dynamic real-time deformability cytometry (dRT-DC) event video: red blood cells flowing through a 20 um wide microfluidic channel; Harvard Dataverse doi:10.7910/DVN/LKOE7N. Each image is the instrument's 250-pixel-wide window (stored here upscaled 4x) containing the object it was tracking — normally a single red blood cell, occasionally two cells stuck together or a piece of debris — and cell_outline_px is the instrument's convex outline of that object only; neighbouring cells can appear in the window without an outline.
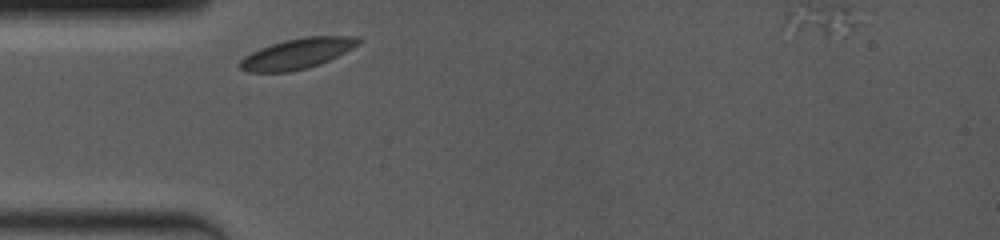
{"species": "common noctule bat (a hibernating species)", "species_latin": "Nyctalus noctula", "temperature_condition": "room temperature", "stored_images_in_passage": 14, "camera_frame_rate_fps": 4000, "um_per_image_px": 0.085, "animal": {"sex": "female", "body_mass_g": 19.0, "forearm_length_mm": 53.3}, "frame": {"image": 1, "passage_image": 1, "time_ms": 0.0, "image_size_px": [1000, 240], "cell_outline_px": [[364, 40], [360, 44], [320, 64], [308, 68], [288, 72], [248, 72], [240, 68], [236, 64], [244, 56], [260, 48], [284, 40], [304, 36], [360, 36]], "centroid_in_image_um": [25.27, 4.55], "position_along_channel_um": 59.7, "area_um2": 21.15}}
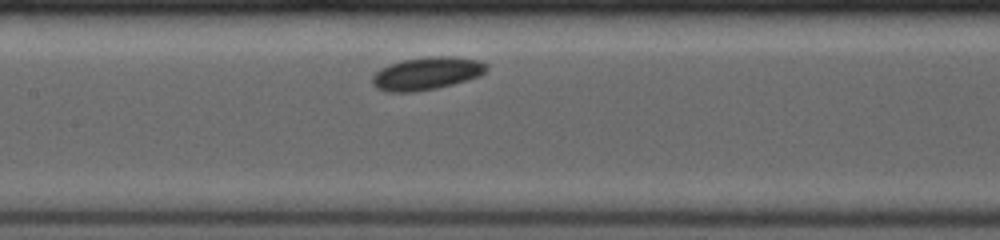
{"frame": {"image": 2, "passage_image": 7, "time_ms": 3.0, "image_size_px": [1000, 240], "cell_outline_px": [[488, 72], [480, 76], [452, 84], [436, 88], [416, 92], [384, 92], [376, 88], [372, 84], [372, 76], [380, 68], [388, 64], [404, 60], [432, 56], [452, 56], [480, 60], [488, 64]], "centroid_in_image_um": [36.28, 6.24], "position_along_channel_um": 171.1, "area_um2": 22.08}}
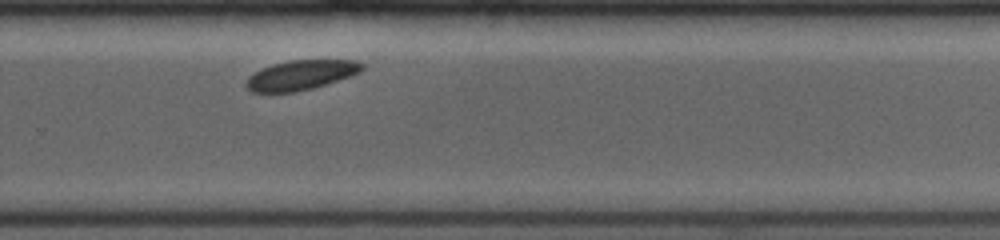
{"frame": {"image": 3, "passage_image": 14, "time_ms": 6.5, "image_size_px": [1000, 240], "cell_outline_px": [[364, 68], [360, 72], [352, 76], [312, 88], [296, 92], [252, 92], [244, 84], [248, 76], [272, 64], [292, 60], [352, 60], [364, 64]], "centroid_in_image_um": [25.59, 6.38], "position_along_channel_um": 304.2, "area_um2": 19.94}}